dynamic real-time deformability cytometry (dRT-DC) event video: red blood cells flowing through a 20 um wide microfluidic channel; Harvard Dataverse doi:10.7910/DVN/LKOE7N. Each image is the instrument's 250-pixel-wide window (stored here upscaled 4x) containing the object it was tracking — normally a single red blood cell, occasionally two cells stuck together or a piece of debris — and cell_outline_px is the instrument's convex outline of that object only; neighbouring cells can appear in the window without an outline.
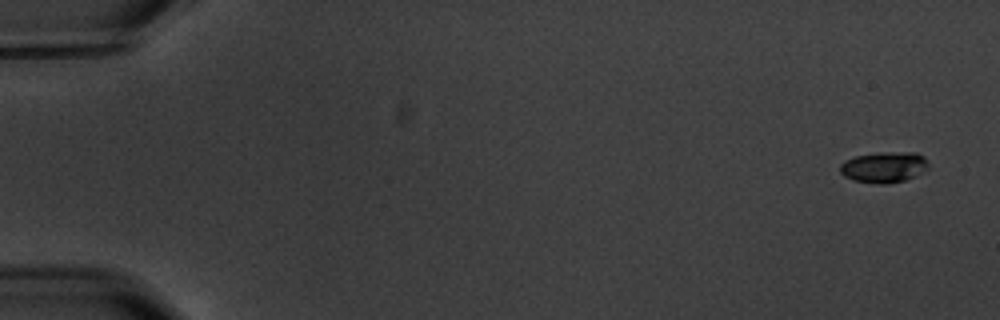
{"species": "common noctule bat (a hibernating species)", "species_latin": "Nyctalus noctula", "temperature_condition": "warm", "stored_images_in_passage": 5, "camera_frame_rate_fps": 3000, "um_per_image_px": 0.085, "animal": {"sex": "male", "body_mass_g": 20.1, "forearm_length_mm": 53.5}, "frame": {"image": 1, "passage_image": 1, "time_ms": 0.0, "image_size_px": [1000, 320], "cell_outline_px": [[928, 168], [904, 180], [888, 184], [880, 184], [852, 180], [844, 176], [840, 172], [840, 164], [844, 160], [856, 156], [880, 152], [916, 152], [924, 156], [928, 164]], "centroid_in_image_um": [75.11, 14.2], "position_along_channel_um": 9.9, "area_um2": 15.84}}
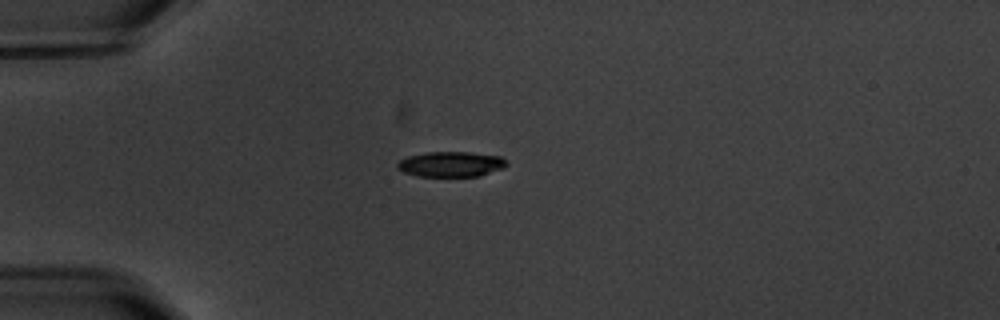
{"frame": {"image": 2, "passage_image": 5, "time_ms": 4.667, "image_size_px": [1000, 320], "cell_outline_px": [[508, 164], [504, 168], [480, 176], [420, 176], [404, 172], [396, 168], [396, 164], [400, 160], [408, 156], [428, 152], [468, 152], [500, 156], [508, 160]], "centroid_in_image_um": [38.37, 13.95], "position_along_channel_um": 46.6, "area_um2": 16.13}}